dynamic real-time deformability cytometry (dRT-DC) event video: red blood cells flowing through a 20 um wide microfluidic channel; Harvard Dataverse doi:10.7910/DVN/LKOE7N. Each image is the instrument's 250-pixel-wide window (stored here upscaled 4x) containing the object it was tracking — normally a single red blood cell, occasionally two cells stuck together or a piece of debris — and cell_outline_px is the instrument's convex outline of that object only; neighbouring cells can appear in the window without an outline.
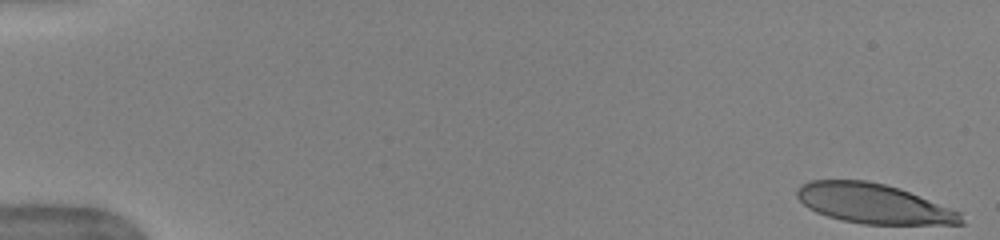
{"species": "human", "species_latin": "Homo sapiens", "temperature_condition": "warm", "stored_images_in_passage": 19, "camera_frame_rate_fps": 3000, "um_per_image_px": 0.085, "donor": {"sex": "female"}, "frame": {"image": 1, "passage_image": 1, "time_ms": 0.0, "image_size_px": [1000, 240], "cell_outline_px": [[964, 224], [864, 224], [844, 220], [828, 216], [816, 212], [808, 208], [796, 196], [796, 188], [800, 184], [808, 180], [868, 180], [900, 188], [952, 208], [960, 212], [964, 220]], "centroid_in_image_um": [74.24, 17.29], "position_along_channel_um": 10.8, "area_um2": 38.09}}
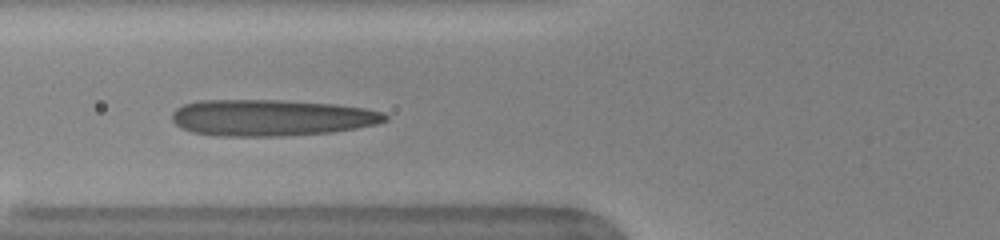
{"frame": {"image": 2, "passage_image": 10, "time_ms": 3.0, "image_size_px": [1000, 240], "cell_outline_px": [[388, 120], [376, 124], [356, 128], [332, 132], [280, 136], [224, 136], [192, 132], [180, 128], [172, 120], [172, 112], [176, 108], [184, 104], [200, 100], [280, 100], [332, 104], [364, 108], [384, 112], [388, 116]], "centroid_in_image_um": [23.04, 10.0], "position_along_channel_um": 102.8, "area_um2": 45.2}}
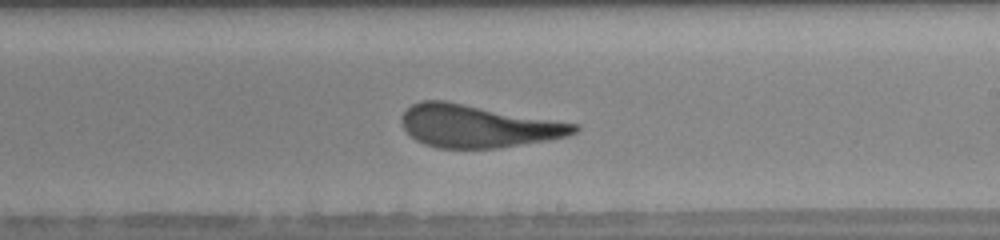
{"frame": {"image": 3, "passage_image": 16, "time_ms": 5.0, "image_size_px": [1000, 240], "cell_outline_px": [[580, 128], [576, 132], [568, 136], [548, 140], [500, 148], [436, 148], [424, 144], [416, 140], [404, 128], [400, 120], [400, 116], [412, 104], [424, 100], [444, 100], [580, 124]], "centroid_in_image_um": [40.63, 10.72], "position_along_channel_um": 248.4, "area_um2": 43.0}}